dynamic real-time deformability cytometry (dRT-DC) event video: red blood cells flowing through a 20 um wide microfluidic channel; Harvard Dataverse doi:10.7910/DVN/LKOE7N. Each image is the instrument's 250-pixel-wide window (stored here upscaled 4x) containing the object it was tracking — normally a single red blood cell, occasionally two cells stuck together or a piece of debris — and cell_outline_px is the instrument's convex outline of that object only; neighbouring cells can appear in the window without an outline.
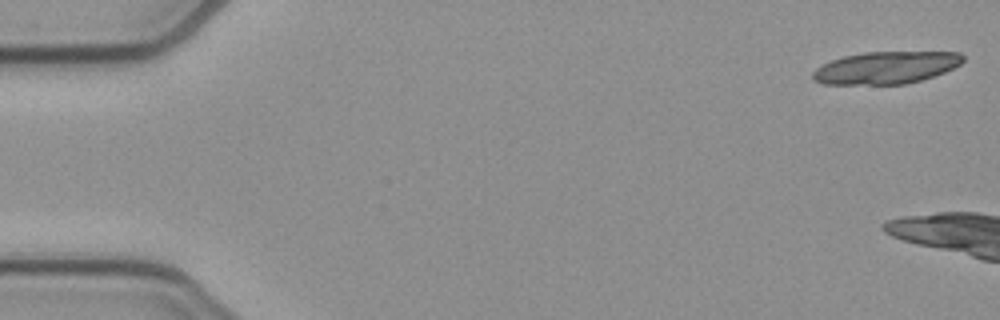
{"species": "common noctule bat (a hibernating species)", "species_latin": "Nyctalus noctula", "temperature_condition": "cold", "stored_images_in_passage": 18, "camera_frame_rate_fps": 3000, "um_per_image_px": 0.085, "animal": {"sex": "female", "body_mass_g": 21.9}, "frame": {"image": 1, "passage_image": 1, "time_ms": 0.0, "image_size_px": [1000, 320], "cell_outline_px": [[964, 60], [960, 64], [944, 72], [908, 84], [824, 84], [812, 80], [812, 72], [816, 68], [832, 60], [844, 56], [864, 52], [960, 52], [964, 56]], "centroid_in_image_um": [75.29, 5.75], "position_along_channel_um": 9.7, "area_um2": 28.15}}